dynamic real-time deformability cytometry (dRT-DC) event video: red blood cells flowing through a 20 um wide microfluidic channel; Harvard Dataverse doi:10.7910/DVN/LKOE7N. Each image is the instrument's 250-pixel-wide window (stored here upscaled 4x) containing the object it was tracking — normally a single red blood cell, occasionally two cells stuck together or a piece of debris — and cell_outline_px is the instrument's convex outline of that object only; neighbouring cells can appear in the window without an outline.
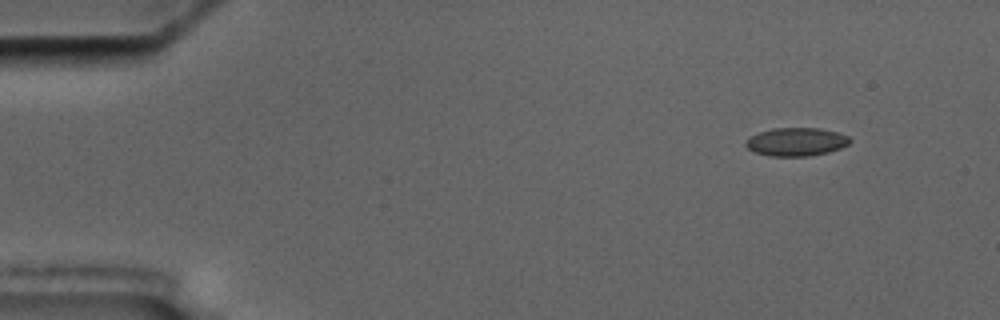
{"species": "common noctule bat (a hibernating species)", "species_latin": "Nyctalus noctula", "temperature_condition": "cold", "stored_images_in_passage": 3, "camera_frame_rate_fps": 3000, "um_per_image_px": 0.085, "animal": {"sex": "male", "body_mass_g": 17.5, "forearm_length_mm": 52.3}, "frame": {"image": 1, "passage_image": 1, "time_ms": 0.0, "image_size_px": [1000, 320], "cell_outline_px": [[852, 140], [848, 144], [840, 148], [828, 152], [808, 156], [768, 156], [756, 152], [748, 148], [744, 144], [744, 140], [748, 136], [772, 128], [820, 128], [836, 132], [848, 136]], "centroid_in_image_um": [67.64, 12.05], "position_along_channel_um": 17.4, "area_um2": 17.22}}
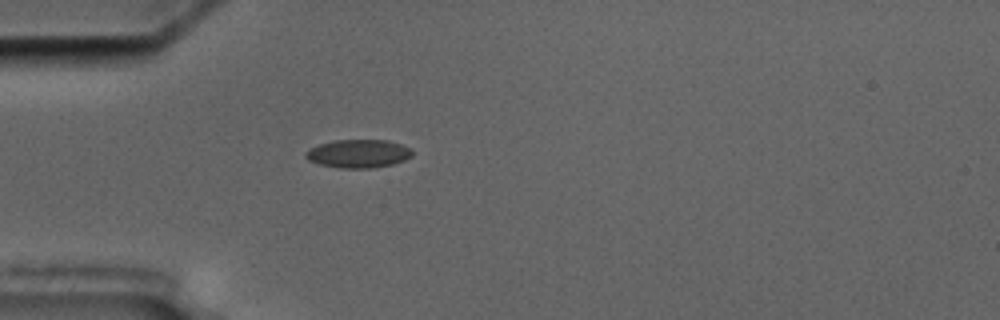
{"frame": {"image": 2, "passage_image": 3, "time_ms": 3.667, "image_size_px": [1000, 320], "cell_outline_px": [[412, 156], [404, 160], [392, 164], [372, 168], [340, 168], [320, 164], [308, 160], [304, 156], [304, 152], [320, 144], [332, 140], [388, 140], [412, 148]], "centroid_in_image_um": [30.46, 13.05], "position_along_channel_um": 54.5, "area_um2": 17.57}}